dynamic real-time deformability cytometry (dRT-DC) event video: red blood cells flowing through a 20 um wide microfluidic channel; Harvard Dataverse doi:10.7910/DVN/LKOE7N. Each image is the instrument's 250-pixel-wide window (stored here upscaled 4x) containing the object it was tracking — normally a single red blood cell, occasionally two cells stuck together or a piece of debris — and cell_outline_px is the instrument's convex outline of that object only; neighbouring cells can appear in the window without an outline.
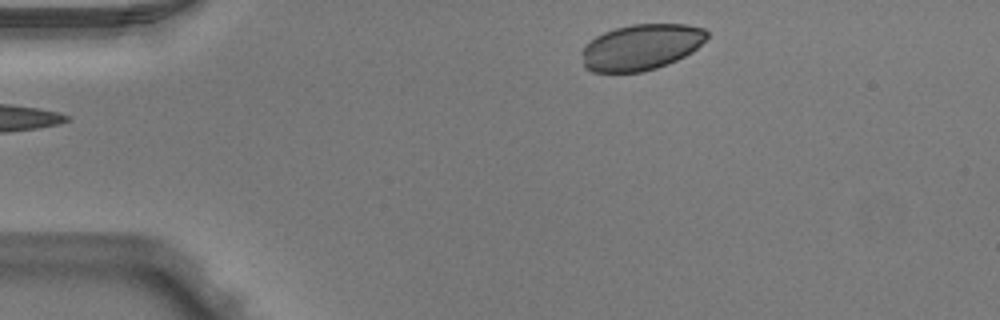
{"species": "Egyptian fruit bat (a non-hibernating species)", "species_latin": "Rousettus aegyptiacus", "temperature_condition": "warm", "stored_images_in_passage": 5, "segment_of_instrument_passage": [2, 2], "camera_frame_rate_fps": 3000, "um_per_image_px": 0.085, "animal": {"sex": "male"}, "frame": {"image": 1, "passage_image": 5, "time_ms": 1.333, "image_size_px": [1000, 320], "cell_outline_px": [[708, 36], [692, 52], [668, 64], [644, 72], [592, 72], [584, 68], [580, 52], [584, 44], [596, 36], [604, 32], [616, 28], [632, 24], [688, 24], [704, 28], [708, 32]], "centroid_in_image_um": [54.45, 4.01], "position_along_channel_um": 30.5, "area_um2": 33.76}}